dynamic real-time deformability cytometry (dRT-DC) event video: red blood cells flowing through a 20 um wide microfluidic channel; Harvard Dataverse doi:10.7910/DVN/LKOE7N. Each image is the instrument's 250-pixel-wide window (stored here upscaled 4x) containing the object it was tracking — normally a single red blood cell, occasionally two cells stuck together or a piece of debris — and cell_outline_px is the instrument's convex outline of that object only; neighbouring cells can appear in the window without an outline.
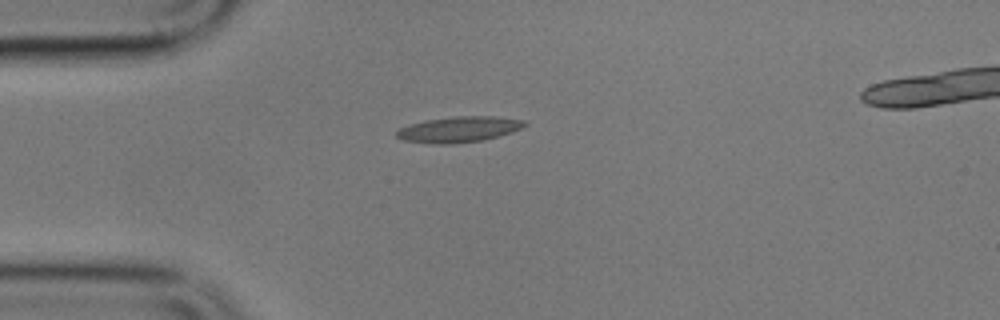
{"species": "common noctule bat (a hibernating species)", "species_latin": "Nyctalus noctula", "temperature_condition": "cold", "stored_images_in_passage": 3, "camera_frame_rate_fps": 3000, "um_per_image_px": 0.085, "animal": {"sex": "male", "body_mass_g": 17.9}, "frame": {"image": 1, "passage_image": 1, "time_ms": 0.0, "image_size_px": [1000, 320], "cell_outline_px": [[528, 124], [512, 132], [484, 140], [456, 144], [432, 144], [400, 140], [396, 136], [396, 132], [400, 128], [424, 120], [456, 116], [496, 116], [524, 120]], "centroid_in_image_um": [39.0, 11.01], "position_along_channel_um": 46.0, "area_um2": 19.36}}
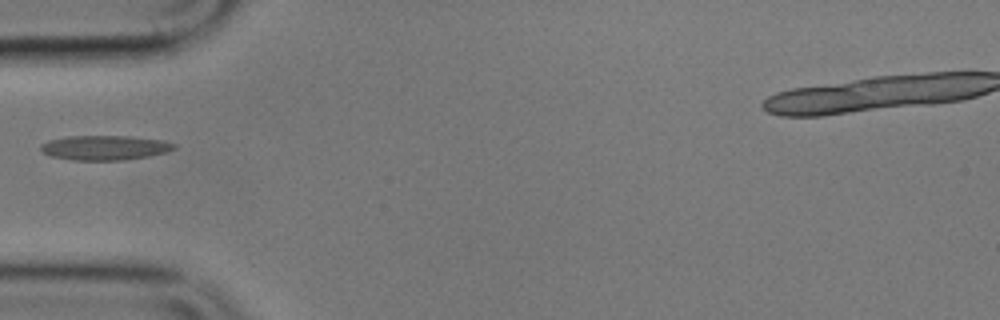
{"frame": {"image": 2, "passage_image": 2, "time_ms": 1.333, "image_size_px": [1000, 320], "cell_outline_px": [[176, 148], [168, 152], [148, 156], [124, 160], [72, 160], [48, 156], [40, 148], [40, 144], [48, 140], [68, 136], [132, 136], [164, 140], [176, 144]], "centroid_in_image_um": [8.91, 12.55], "position_along_channel_um": 76.1, "area_um2": 19.36}}